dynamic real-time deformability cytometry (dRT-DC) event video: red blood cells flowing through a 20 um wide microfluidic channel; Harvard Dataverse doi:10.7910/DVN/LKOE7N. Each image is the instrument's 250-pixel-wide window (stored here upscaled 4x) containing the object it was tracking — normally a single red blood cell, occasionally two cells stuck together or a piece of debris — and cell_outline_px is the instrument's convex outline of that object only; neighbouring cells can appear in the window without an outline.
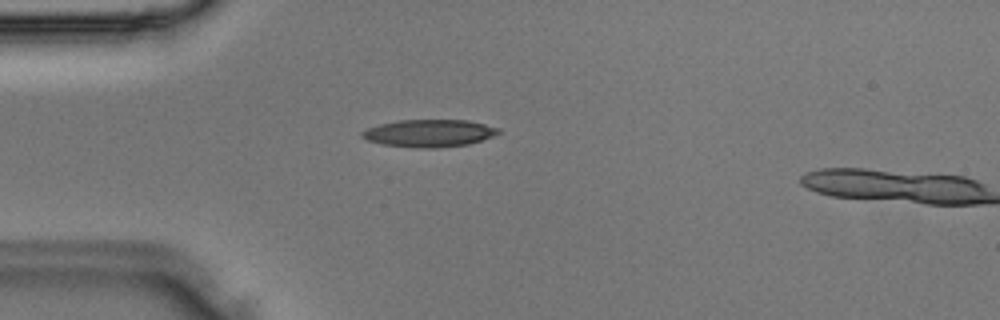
{"species": "Egyptian fruit bat (a non-hibernating species)", "species_latin": "Rousettus aegyptiacus", "temperature_condition": "room temperature", "stored_images_in_passage": 3, "camera_frame_rate_fps": 3000, "um_per_image_px": 0.085, "animal": {"sex": "male"}, "frame": {"image": 1, "passage_image": 3, "time_ms": 0.667, "image_size_px": [1000, 320], "cell_outline_px": [[500, 132], [492, 136], [468, 144], [436, 148], [416, 148], [384, 144], [368, 140], [360, 136], [360, 132], [368, 128], [380, 124], [400, 120], [468, 120], [500, 128]], "centroid_in_image_um": [36.47, 11.32], "position_along_channel_um": 48.5, "area_um2": 21.62}}